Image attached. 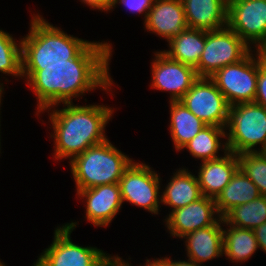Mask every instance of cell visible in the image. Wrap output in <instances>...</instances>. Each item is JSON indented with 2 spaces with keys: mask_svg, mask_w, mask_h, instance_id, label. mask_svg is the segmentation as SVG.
I'll use <instances>...</instances> for the list:
<instances>
[{
  "mask_svg": "<svg viewBox=\"0 0 266 266\" xmlns=\"http://www.w3.org/2000/svg\"><path fill=\"white\" fill-rule=\"evenodd\" d=\"M112 46L93 40L67 64L22 65V78L36 96L35 114L61 103H73L97 88L113 95L115 83L109 73Z\"/></svg>",
  "mask_w": 266,
  "mask_h": 266,
  "instance_id": "cell-1",
  "label": "cell"
},
{
  "mask_svg": "<svg viewBox=\"0 0 266 266\" xmlns=\"http://www.w3.org/2000/svg\"><path fill=\"white\" fill-rule=\"evenodd\" d=\"M62 105L61 109L55 105L37 114L48 112V121L53 129L50 138L54 139L55 160L69 158L71 161L91 146L109 139L105 127L112 119L113 107L98 103L82 106L74 102Z\"/></svg>",
  "mask_w": 266,
  "mask_h": 266,
  "instance_id": "cell-2",
  "label": "cell"
},
{
  "mask_svg": "<svg viewBox=\"0 0 266 266\" xmlns=\"http://www.w3.org/2000/svg\"><path fill=\"white\" fill-rule=\"evenodd\" d=\"M31 15L28 34L20 37L22 65L67 64L91 42L68 35L39 13Z\"/></svg>",
  "mask_w": 266,
  "mask_h": 266,
  "instance_id": "cell-3",
  "label": "cell"
},
{
  "mask_svg": "<svg viewBox=\"0 0 266 266\" xmlns=\"http://www.w3.org/2000/svg\"><path fill=\"white\" fill-rule=\"evenodd\" d=\"M133 158L117 149L109 139L93 145L70 162L76 191L104 184L119 183Z\"/></svg>",
  "mask_w": 266,
  "mask_h": 266,
  "instance_id": "cell-4",
  "label": "cell"
},
{
  "mask_svg": "<svg viewBox=\"0 0 266 266\" xmlns=\"http://www.w3.org/2000/svg\"><path fill=\"white\" fill-rule=\"evenodd\" d=\"M225 133L228 151L236 155L263 152L266 149V108L255 102L230 106ZM257 145L260 148H256Z\"/></svg>",
  "mask_w": 266,
  "mask_h": 266,
  "instance_id": "cell-5",
  "label": "cell"
},
{
  "mask_svg": "<svg viewBox=\"0 0 266 266\" xmlns=\"http://www.w3.org/2000/svg\"><path fill=\"white\" fill-rule=\"evenodd\" d=\"M77 222H67L54 230L52 243L37 256L35 266H98L109 254L94 246L72 242L71 233Z\"/></svg>",
  "mask_w": 266,
  "mask_h": 266,
  "instance_id": "cell-6",
  "label": "cell"
},
{
  "mask_svg": "<svg viewBox=\"0 0 266 266\" xmlns=\"http://www.w3.org/2000/svg\"><path fill=\"white\" fill-rule=\"evenodd\" d=\"M252 49L228 26L207 31L205 46L195 68L198 77H211L220 68L244 59Z\"/></svg>",
  "mask_w": 266,
  "mask_h": 266,
  "instance_id": "cell-7",
  "label": "cell"
},
{
  "mask_svg": "<svg viewBox=\"0 0 266 266\" xmlns=\"http://www.w3.org/2000/svg\"><path fill=\"white\" fill-rule=\"evenodd\" d=\"M261 66L253 49L244 59L220 68L210 78L230 106L254 102L257 92L258 69Z\"/></svg>",
  "mask_w": 266,
  "mask_h": 266,
  "instance_id": "cell-8",
  "label": "cell"
},
{
  "mask_svg": "<svg viewBox=\"0 0 266 266\" xmlns=\"http://www.w3.org/2000/svg\"><path fill=\"white\" fill-rule=\"evenodd\" d=\"M150 165L142 162L131 163L119 180L122 203L129 202L150 212L160 214L161 177ZM160 194V195H159Z\"/></svg>",
  "mask_w": 266,
  "mask_h": 266,
  "instance_id": "cell-9",
  "label": "cell"
},
{
  "mask_svg": "<svg viewBox=\"0 0 266 266\" xmlns=\"http://www.w3.org/2000/svg\"><path fill=\"white\" fill-rule=\"evenodd\" d=\"M227 26L251 49L265 44L266 0H228Z\"/></svg>",
  "mask_w": 266,
  "mask_h": 266,
  "instance_id": "cell-10",
  "label": "cell"
},
{
  "mask_svg": "<svg viewBox=\"0 0 266 266\" xmlns=\"http://www.w3.org/2000/svg\"><path fill=\"white\" fill-rule=\"evenodd\" d=\"M180 102L207 126L225 128L230 105L211 78L199 77Z\"/></svg>",
  "mask_w": 266,
  "mask_h": 266,
  "instance_id": "cell-11",
  "label": "cell"
},
{
  "mask_svg": "<svg viewBox=\"0 0 266 266\" xmlns=\"http://www.w3.org/2000/svg\"><path fill=\"white\" fill-rule=\"evenodd\" d=\"M149 87L169 92V101H180L199 78L195 68L170 58L162 50L153 52Z\"/></svg>",
  "mask_w": 266,
  "mask_h": 266,
  "instance_id": "cell-12",
  "label": "cell"
},
{
  "mask_svg": "<svg viewBox=\"0 0 266 266\" xmlns=\"http://www.w3.org/2000/svg\"><path fill=\"white\" fill-rule=\"evenodd\" d=\"M220 218L215 199L202 196L185 207L171 211L163 223L172 238L180 239L197 229L214 225Z\"/></svg>",
  "mask_w": 266,
  "mask_h": 266,
  "instance_id": "cell-13",
  "label": "cell"
},
{
  "mask_svg": "<svg viewBox=\"0 0 266 266\" xmlns=\"http://www.w3.org/2000/svg\"><path fill=\"white\" fill-rule=\"evenodd\" d=\"M76 194L85 203V220L96 227L109 226L122 208L119 183L79 190Z\"/></svg>",
  "mask_w": 266,
  "mask_h": 266,
  "instance_id": "cell-14",
  "label": "cell"
},
{
  "mask_svg": "<svg viewBox=\"0 0 266 266\" xmlns=\"http://www.w3.org/2000/svg\"><path fill=\"white\" fill-rule=\"evenodd\" d=\"M144 28L167 43L187 29L181 0H155L144 21Z\"/></svg>",
  "mask_w": 266,
  "mask_h": 266,
  "instance_id": "cell-15",
  "label": "cell"
},
{
  "mask_svg": "<svg viewBox=\"0 0 266 266\" xmlns=\"http://www.w3.org/2000/svg\"><path fill=\"white\" fill-rule=\"evenodd\" d=\"M197 180L202 196L216 199L239 169L237 155L227 151L221 158L200 163Z\"/></svg>",
  "mask_w": 266,
  "mask_h": 266,
  "instance_id": "cell-16",
  "label": "cell"
},
{
  "mask_svg": "<svg viewBox=\"0 0 266 266\" xmlns=\"http://www.w3.org/2000/svg\"><path fill=\"white\" fill-rule=\"evenodd\" d=\"M185 243L188 259L197 264L223 256V217L214 225L200 228L181 238Z\"/></svg>",
  "mask_w": 266,
  "mask_h": 266,
  "instance_id": "cell-17",
  "label": "cell"
},
{
  "mask_svg": "<svg viewBox=\"0 0 266 266\" xmlns=\"http://www.w3.org/2000/svg\"><path fill=\"white\" fill-rule=\"evenodd\" d=\"M188 28L212 31L227 26L228 0H181Z\"/></svg>",
  "mask_w": 266,
  "mask_h": 266,
  "instance_id": "cell-18",
  "label": "cell"
},
{
  "mask_svg": "<svg viewBox=\"0 0 266 266\" xmlns=\"http://www.w3.org/2000/svg\"><path fill=\"white\" fill-rule=\"evenodd\" d=\"M188 168L176 169L170 177V181L161 190V203L171 207L169 213L175 209L185 207L202 197L197 177Z\"/></svg>",
  "mask_w": 266,
  "mask_h": 266,
  "instance_id": "cell-19",
  "label": "cell"
},
{
  "mask_svg": "<svg viewBox=\"0 0 266 266\" xmlns=\"http://www.w3.org/2000/svg\"><path fill=\"white\" fill-rule=\"evenodd\" d=\"M170 121L169 131L175 151L182 148L193 139L205 126L182 102L169 101Z\"/></svg>",
  "mask_w": 266,
  "mask_h": 266,
  "instance_id": "cell-20",
  "label": "cell"
},
{
  "mask_svg": "<svg viewBox=\"0 0 266 266\" xmlns=\"http://www.w3.org/2000/svg\"><path fill=\"white\" fill-rule=\"evenodd\" d=\"M261 196L258 187L240 169L215 199L217 212L223 217L233 207L254 201Z\"/></svg>",
  "mask_w": 266,
  "mask_h": 266,
  "instance_id": "cell-21",
  "label": "cell"
},
{
  "mask_svg": "<svg viewBox=\"0 0 266 266\" xmlns=\"http://www.w3.org/2000/svg\"><path fill=\"white\" fill-rule=\"evenodd\" d=\"M206 30L187 28L174 36L167 50H162L170 58L196 68L205 46Z\"/></svg>",
  "mask_w": 266,
  "mask_h": 266,
  "instance_id": "cell-22",
  "label": "cell"
},
{
  "mask_svg": "<svg viewBox=\"0 0 266 266\" xmlns=\"http://www.w3.org/2000/svg\"><path fill=\"white\" fill-rule=\"evenodd\" d=\"M223 256L232 263H245L257 250L258 242L254 231L227 225L223 220Z\"/></svg>",
  "mask_w": 266,
  "mask_h": 266,
  "instance_id": "cell-23",
  "label": "cell"
},
{
  "mask_svg": "<svg viewBox=\"0 0 266 266\" xmlns=\"http://www.w3.org/2000/svg\"><path fill=\"white\" fill-rule=\"evenodd\" d=\"M184 149H186L195 160H201L200 162L221 158L223 155L218 154L220 150H223L222 152L224 153L228 151L225 128L205 126L182 148L183 151Z\"/></svg>",
  "mask_w": 266,
  "mask_h": 266,
  "instance_id": "cell-24",
  "label": "cell"
},
{
  "mask_svg": "<svg viewBox=\"0 0 266 266\" xmlns=\"http://www.w3.org/2000/svg\"><path fill=\"white\" fill-rule=\"evenodd\" d=\"M227 225L254 230L266 222V197L233 207L224 216Z\"/></svg>",
  "mask_w": 266,
  "mask_h": 266,
  "instance_id": "cell-25",
  "label": "cell"
},
{
  "mask_svg": "<svg viewBox=\"0 0 266 266\" xmlns=\"http://www.w3.org/2000/svg\"><path fill=\"white\" fill-rule=\"evenodd\" d=\"M0 73L22 78L21 39L0 29Z\"/></svg>",
  "mask_w": 266,
  "mask_h": 266,
  "instance_id": "cell-26",
  "label": "cell"
},
{
  "mask_svg": "<svg viewBox=\"0 0 266 266\" xmlns=\"http://www.w3.org/2000/svg\"><path fill=\"white\" fill-rule=\"evenodd\" d=\"M239 169L258 187L266 197V155L264 152H245L237 155Z\"/></svg>",
  "mask_w": 266,
  "mask_h": 266,
  "instance_id": "cell-27",
  "label": "cell"
},
{
  "mask_svg": "<svg viewBox=\"0 0 266 266\" xmlns=\"http://www.w3.org/2000/svg\"><path fill=\"white\" fill-rule=\"evenodd\" d=\"M154 1L155 0H113V5L110 11H114L118 5H123L130 11V13L144 15L143 20L145 21Z\"/></svg>",
  "mask_w": 266,
  "mask_h": 266,
  "instance_id": "cell-28",
  "label": "cell"
},
{
  "mask_svg": "<svg viewBox=\"0 0 266 266\" xmlns=\"http://www.w3.org/2000/svg\"><path fill=\"white\" fill-rule=\"evenodd\" d=\"M254 102L266 108V69L262 66L258 69L257 92Z\"/></svg>",
  "mask_w": 266,
  "mask_h": 266,
  "instance_id": "cell-29",
  "label": "cell"
},
{
  "mask_svg": "<svg viewBox=\"0 0 266 266\" xmlns=\"http://www.w3.org/2000/svg\"><path fill=\"white\" fill-rule=\"evenodd\" d=\"M81 3L89 6L92 10H98L101 12H110L113 0H80Z\"/></svg>",
  "mask_w": 266,
  "mask_h": 266,
  "instance_id": "cell-30",
  "label": "cell"
},
{
  "mask_svg": "<svg viewBox=\"0 0 266 266\" xmlns=\"http://www.w3.org/2000/svg\"><path fill=\"white\" fill-rule=\"evenodd\" d=\"M98 266H132L131 263L124 260L123 257L108 254Z\"/></svg>",
  "mask_w": 266,
  "mask_h": 266,
  "instance_id": "cell-31",
  "label": "cell"
},
{
  "mask_svg": "<svg viewBox=\"0 0 266 266\" xmlns=\"http://www.w3.org/2000/svg\"><path fill=\"white\" fill-rule=\"evenodd\" d=\"M255 237L258 242L259 249L266 253V222L255 228Z\"/></svg>",
  "mask_w": 266,
  "mask_h": 266,
  "instance_id": "cell-32",
  "label": "cell"
},
{
  "mask_svg": "<svg viewBox=\"0 0 266 266\" xmlns=\"http://www.w3.org/2000/svg\"><path fill=\"white\" fill-rule=\"evenodd\" d=\"M146 262L140 266H169V257H160V258H155V259H146Z\"/></svg>",
  "mask_w": 266,
  "mask_h": 266,
  "instance_id": "cell-33",
  "label": "cell"
},
{
  "mask_svg": "<svg viewBox=\"0 0 266 266\" xmlns=\"http://www.w3.org/2000/svg\"><path fill=\"white\" fill-rule=\"evenodd\" d=\"M172 258L169 257V266H206V265H201V264H197L196 262H194L191 259H187V260H171Z\"/></svg>",
  "mask_w": 266,
  "mask_h": 266,
  "instance_id": "cell-34",
  "label": "cell"
},
{
  "mask_svg": "<svg viewBox=\"0 0 266 266\" xmlns=\"http://www.w3.org/2000/svg\"><path fill=\"white\" fill-rule=\"evenodd\" d=\"M255 52L261 62L262 67L266 69V43L257 47Z\"/></svg>",
  "mask_w": 266,
  "mask_h": 266,
  "instance_id": "cell-35",
  "label": "cell"
},
{
  "mask_svg": "<svg viewBox=\"0 0 266 266\" xmlns=\"http://www.w3.org/2000/svg\"><path fill=\"white\" fill-rule=\"evenodd\" d=\"M3 84H4V83H1V82H0V107H1V104H2L1 101L3 100V99H2L3 94L5 93V92H4V91H5V90H4L5 88H4V85H3ZM0 112H1V109H0ZM0 115H1V113H0ZM0 122H1V116H0ZM0 126H1V124H0Z\"/></svg>",
  "mask_w": 266,
  "mask_h": 266,
  "instance_id": "cell-36",
  "label": "cell"
},
{
  "mask_svg": "<svg viewBox=\"0 0 266 266\" xmlns=\"http://www.w3.org/2000/svg\"><path fill=\"white\" fill-rule=\"evenodd\" d=\"M1 128V127H0ZM1 131V129H0ZM1 133V132H0ZM0 154H1V135H0Z\"/></svg>",
  "mask_w": 266,
  "mask_h": 266,
  "instance_id": "cell-37",
  "label": "cell"
},
{
  "mask_svg": "<svg viewBox=\"0 0 266 266\" xmlns=\"http://www.w3.org/2000/svg\"><path fill=\"white\" fill-rule=\"evenodd\" d=\"M0 266H6L4 262L0 261Z\"/></svg>",
  "mask_w": 266,
  "mask_h": 266,
  "instance_id": "cell-38",
  "label": "cell"
}]
</instances>
